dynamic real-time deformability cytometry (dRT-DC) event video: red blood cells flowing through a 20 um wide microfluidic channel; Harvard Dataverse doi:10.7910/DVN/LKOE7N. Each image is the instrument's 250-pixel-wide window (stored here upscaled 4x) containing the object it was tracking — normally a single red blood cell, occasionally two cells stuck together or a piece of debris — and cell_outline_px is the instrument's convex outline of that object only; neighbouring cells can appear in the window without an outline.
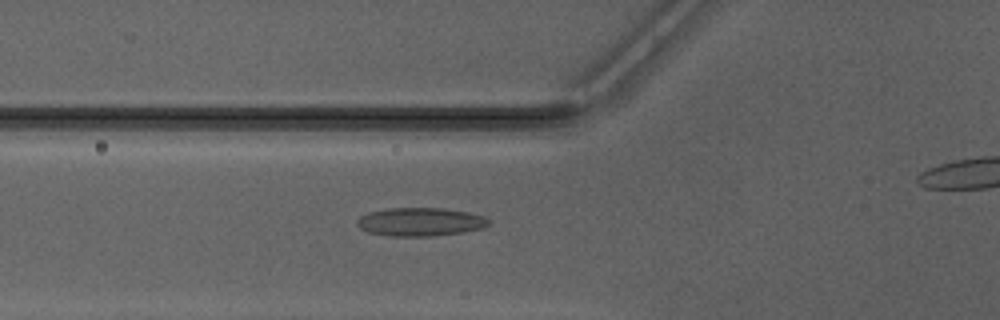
{"species": "Egyptian fruit bat (a non-hibernating species)", "species_latin": "Rousettus aegyptiacus", "temperature_condition": "warm", "stored_images_in_passage": 28, "camera_frame_rate_fps": 3000, "um_per_image_px": 0.085, "animal": {"sex": "male"}, "frame": {"image": 1, "passage_image": 2, "time_ms": 0.333, "image_size_px": [1000, 320], "cell_outline_px": [[492, 220], [484, 228], [464, 232], [432, 236], [392, 236], [368, 232], [360, 228], [356, 224], [356, 220], [360, 216], [368, 212], [384, 208], [444, 208], [468, 212], [488, 216]], "centroid_in_image_um": [35.76, 18.85], "position_along_channel_um": 90.0, "area_um2": 22.14}}
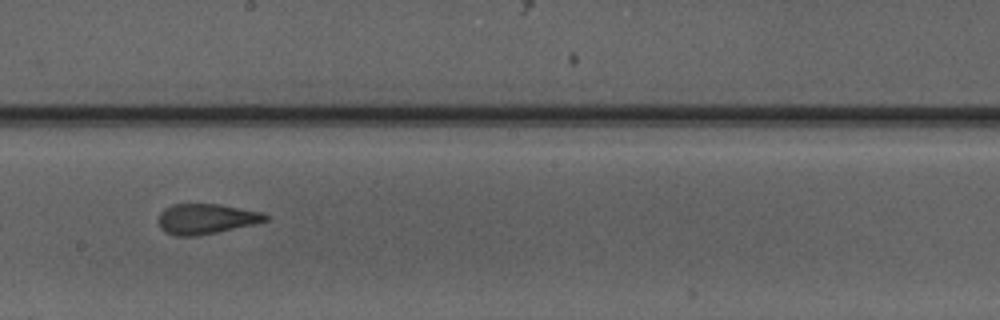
{"frame": {"image": 2, "passage_image": 12, "time_ms": 3.667, "image_size_px": [1000, 320], "cell_outline_px": [[268, 220], [252, 224], [216, 232], [192, 236], [176, 236], [164, 232], [160, 228], [160, 212], [164, 208], [172, 204], [220, 204], [264, 212], [268, 216]], "centroid_in_image_um": [17.51, 18.59], "position_along_channel_um": 230.7, "area_um2": 18.73}}
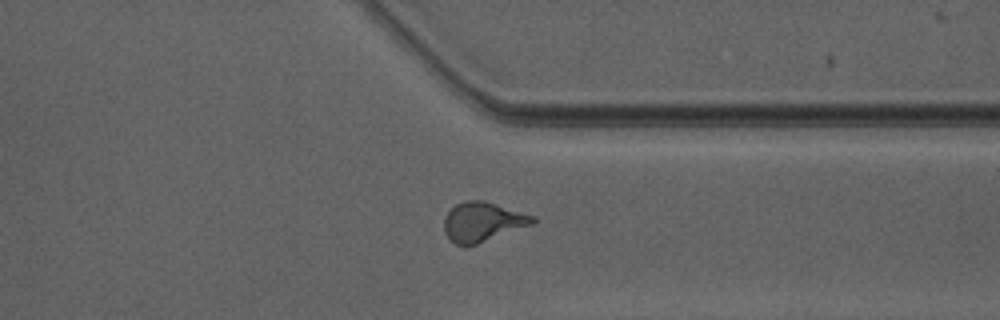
{"frame": {"image": 3, "passage_image": 22, "time_ms": 7.0, "image_size_px": [1000, 320], "cell_outline_px": [[536, 220], [532, 224], [476, 244], [456, 244], [448, 240], [444, 232], [444, 216], [456, 204], [464, 200], [484, 200], [536, 216]], "centroid_in_image_um": [41.0, 18.83], "position_along_channel_um": 370.4, "area_um2": 20.23}, "authors_computed_cell_mechanics": {"area_um2": 19.8543, "velocity_mm_per_s": 4.2035, "shape_relaxation_time_tau1_ms": 7.8471, "shape_relaxation_time_tau2_ms": 1.2102, "deformation_change_tau1": 0.2397, "deformation_change_tau2": 0.0891}}